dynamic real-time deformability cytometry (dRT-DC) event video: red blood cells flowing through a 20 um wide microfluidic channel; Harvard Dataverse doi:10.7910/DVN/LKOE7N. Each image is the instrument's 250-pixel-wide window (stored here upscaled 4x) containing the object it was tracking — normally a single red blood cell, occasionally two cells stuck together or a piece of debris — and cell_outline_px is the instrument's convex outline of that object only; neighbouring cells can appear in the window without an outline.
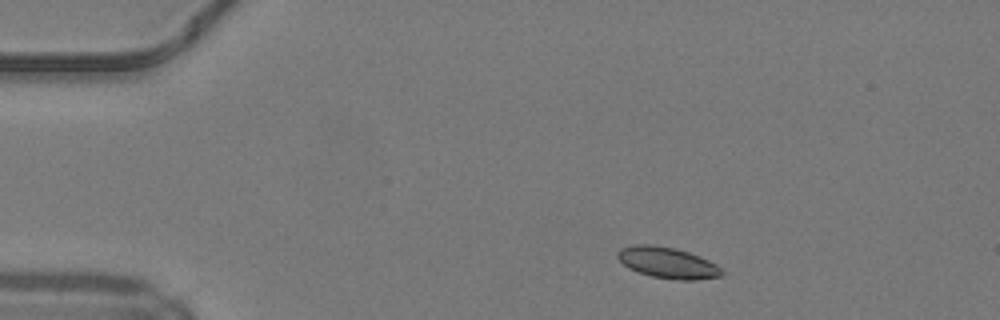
{"species": "common noctule bat (a hibernating species)", "species_latin": "Nyctalus noctula", "temperature_condition": "warm", "stored_images_in_passage": 4, "camera_frame_rate_fps": 3000, "um_per_image_px": 0.085, "animal": {"sex": "male", "body_mass_g": 19.2, "forearm_length_mm": 51.8}, "frame": {"image": 1, "passage_image": 1, "time_ms": 0.0, "image_size_px": [1000, 320], "cell_outline_px": [[724, 272], [720, 276], [696, 280], [680, 280], [652, 276], [628, 268], [616, 256], [616, 252], [620, 248], [636, 244], [652, 244], [676, 248], [700, 256], [716, 264]], "centroid_in_image_um": [56.73, 22.31], "position_along_channel_um": 28.3, "area_um2": 18.84}}